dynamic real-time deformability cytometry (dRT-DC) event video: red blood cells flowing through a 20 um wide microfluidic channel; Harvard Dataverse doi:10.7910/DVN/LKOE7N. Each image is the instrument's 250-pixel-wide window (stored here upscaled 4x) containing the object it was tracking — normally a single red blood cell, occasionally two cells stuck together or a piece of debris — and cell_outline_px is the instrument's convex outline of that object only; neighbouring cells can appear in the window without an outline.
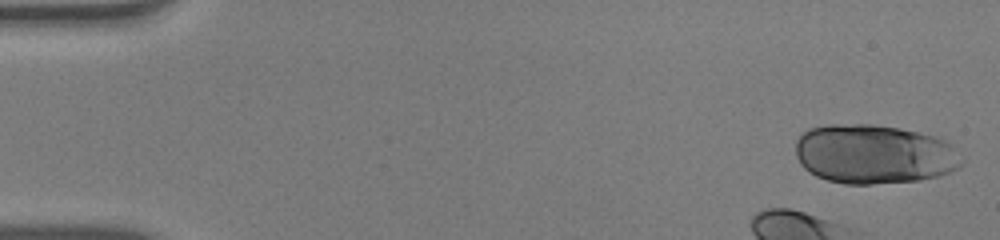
{"species": "human", "species_latin": "Homo sapiens", "temperature_condition": "warm", "stored_images_in_passage": 13, "camera_frame_rate_fps": 3000, "um_per_image_px": 0.085, "donor": {"sex": "male"}, "frame": {"image": 1, "passage_image": 1, "time_ms": 0.0, "image_size_px": [1000, 240], "cell_outline_px": [[964, 160], [956, 168], [948, 172], [936, 176], [920, 180], [872, 184], [844, 184], [828, 180], [816, 176], [808, 172], [800, 164], [796, 156], [796, 140], [808, 128], [828, 124], [872, 124], [900, 128], [932, 136], [944, 140]], "centroid_in_image_um": [74.22, 13.1], "position_along_channel_um": 10.8, "area_um2": 57.28}}